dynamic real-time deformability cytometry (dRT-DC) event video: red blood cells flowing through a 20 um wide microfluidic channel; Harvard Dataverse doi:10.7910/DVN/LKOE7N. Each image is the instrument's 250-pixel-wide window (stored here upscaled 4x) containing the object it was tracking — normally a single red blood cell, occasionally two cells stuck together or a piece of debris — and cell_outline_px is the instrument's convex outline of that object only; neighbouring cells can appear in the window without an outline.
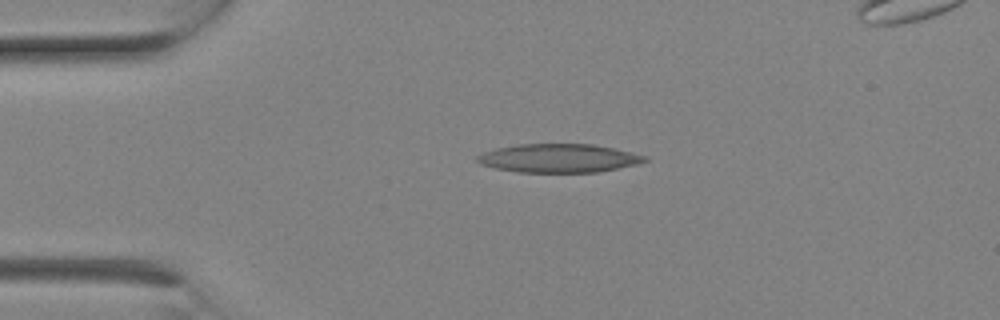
{"species": "Egyptian fruit bat (a non-hibernating species)", "species_latin": "Rousettus aegyptiacus", "temperature_condition": "room temperature", "stored_images_in_passage": 2, "camera_frame_rate_fps": 3000, "um_per_image_px": 0.085, "animal": {"sex": "female"}, "frame": {"image": 1, "passage_image": 1, "time_ms": 0.0, "image_size_px": [1000, 320], "cell_outline_px": [[648, 160], [640, 164], [596, 172], [520, 172], [496, 168], [480, 164], [476, 160], [476, 156], [484, 152], [496, 148], [520, 144], [592, 144], [612, 148], [648, 156]], "centroid_in_image_um": [47.51, 13.44], "position_along_channel_um": 37.5, "area_um2": 27.8}}